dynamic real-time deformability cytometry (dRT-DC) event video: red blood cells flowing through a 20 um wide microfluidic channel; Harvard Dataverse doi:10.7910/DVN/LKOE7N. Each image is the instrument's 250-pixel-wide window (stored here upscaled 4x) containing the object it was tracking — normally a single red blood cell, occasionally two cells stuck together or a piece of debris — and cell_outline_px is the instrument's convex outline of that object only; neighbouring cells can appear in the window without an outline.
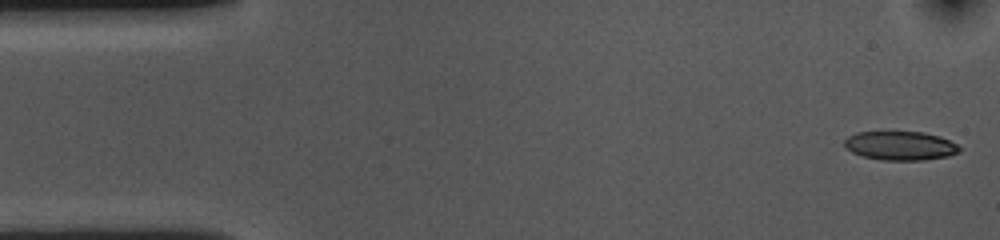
{"species": "common noctule bat (a hibernating species)", "species_latin": "Nyctalus noctula", "temperature_condition": "cold", "stored_images_in_passage": 53, "camera_frame_rate_fps": 3000, "um_per_image_px": 0.085, "animal": {"sex": "female", "body_mass_g": 10.0, "forearm_length_mm": 53.1}, "frame": {"image": 1, "passage_image": 1, "time_ms": 0.0, "image_size_px": [1000, 240], "cell_outline_px": [[960, 152], [948, 156], [924, 160], [884, 160], [864, 156], [852, 152], [844, 144], [844, 140], [848, 136], [856, 132], [924, 132], [940, 136], [956, 144], [960, 148]], "centroid_in_image_um": [76.54, 12.38], "position_along_channel_um": 8.5, "area_um2": 19.25}}
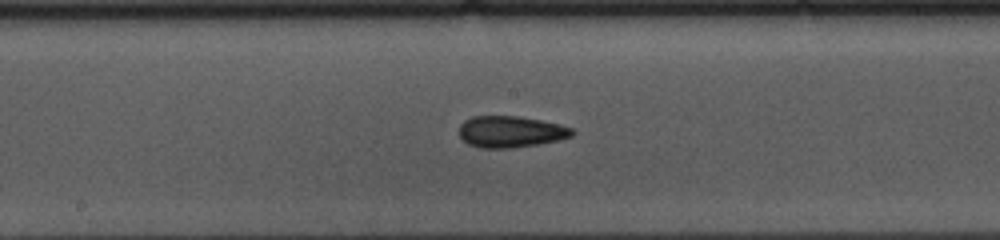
{"frame": {"image": 2, "passage_image": 26, "time_ms": 8.333, "image_size_px": [1000, 240], "cell_outline_px": [[576, 132], [572, 136], [540, 144], [512, 148], [480, 148], [468, 144], [460, 136], [460, 124], [464, 120], [472, 116], [516, 116], [540, 120], [572, 128]], "centroid_in_image_um": [43.38, 11.2], "position_along_channel_um": 204.8, "area_um2": 20.63}}
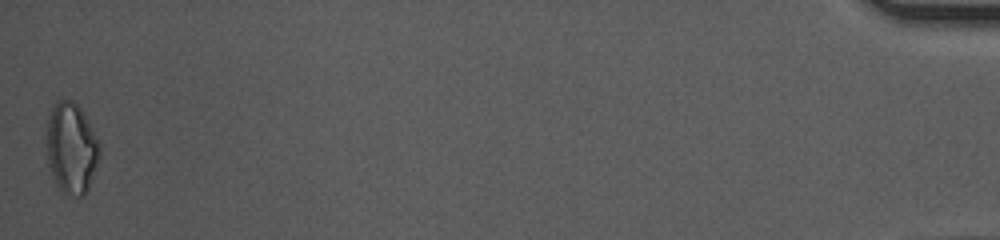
{"frame": {"image": 3, "passage_image": 53, "time_ms": 17.333, "image_size_px": [1000, 240], "cell_outline_px": [[100, 156], [88, 188], [84, 196], [64, 196], [56, 184], [52, 176], [48, 164], [48, 120], [52, 108], [56, 100], [72, 100], [84, 112], [100, 144]], "centroid_in_image_um": [6.09, 12.62], "position_along_channel_um": 429.1, "area_um2": 28.03}, "authors_computed_cell_mechanics": {"area_um2": 20.4612, "velocity_mm_per_s": 3.6247, "shape_relaxation_time_tau1_ms": 10.9953, "shape_relaxation_time_tau2_ms": 3.6343, "deformation_change_tau1": 0.1799, "deformation_change_tau2": 0.117}}